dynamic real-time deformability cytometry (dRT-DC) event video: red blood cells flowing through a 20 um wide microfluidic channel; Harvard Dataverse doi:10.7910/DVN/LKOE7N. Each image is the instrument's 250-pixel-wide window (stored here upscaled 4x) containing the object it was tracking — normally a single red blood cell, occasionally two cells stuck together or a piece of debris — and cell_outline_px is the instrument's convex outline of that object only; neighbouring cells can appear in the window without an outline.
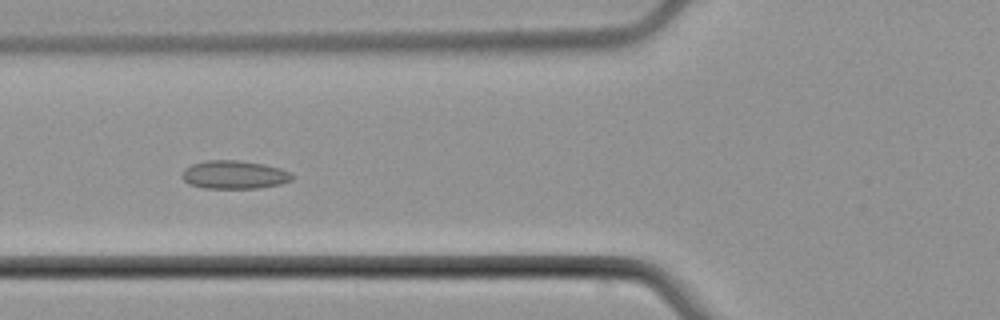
{"species": "common noctule bat (a hibernating species)", "species_latin": "Nyctalus noctula", "temperature_condition": "cold", "stored_images_in_passage": 7, "camera_frame_rate_fps": 3000, "um_per_image_px": 0.085, "animal": {"sex": "male", "body_mass_g": 21.5, "forearm_length_mm": 52.0}, "frame": {"image": 1, "passage_image": 4, "time_ms": 3.667, "image_size_px": [1000, 320], "cell_outline_px": [[296, 176], [292, 180], [280, 184], [256, 188], [204, 188], [188, 184], [180, 176], [184, 168], [192, 164], [208, 160], [236, 160], [264, 164], [280, 168], [292, 172]], "centroid_in_image_um": [19.92, 14.85], "position_along_channel_um": 105.9, "area_um2": 18.32}}
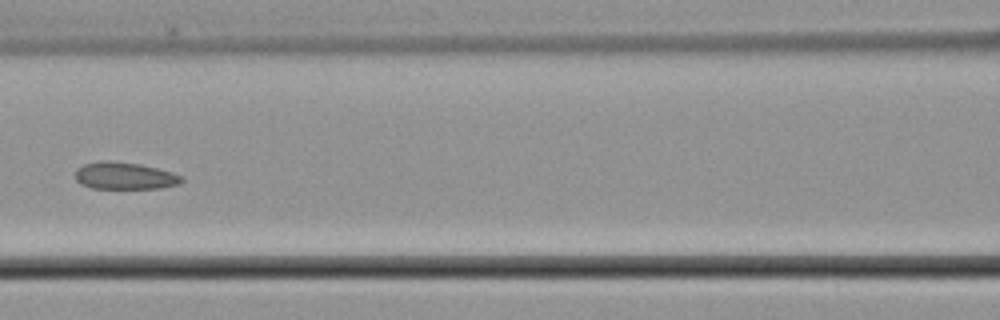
{"frame": {"image": 2, "passage_image": 5, "time_ms": 5.0, "image_size_px": [1000, 320], "cell_outline_px": [[184, 180], [180, 184], [160, 188], [92, 188], [80, 184], [76, 180], [76, 168], [84, 164], [100, 160], [104, 160], [140, 164], [172, 172], [184, 176]], "centroid_in_image_um": [10.61, 14.94], "position_along_channel_um": 156.0, "area_um2": 16.88}}
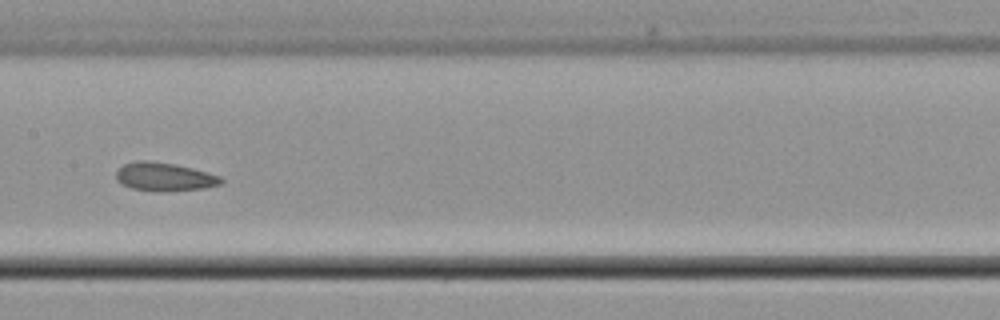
{"frame": {"image": 3, "passage_image": 6, "time_ms": 6.0, "image_size_px": [1000, 320], "cell_outline_px": [[224, 180], [220, 184], [204, 188], [132, 188], [120, 184], [116, 180], [116, 172], [124, 164], [136, 160], [148, 160], [176, 164], [208, 172], [220, 176]], "centroid_in_image_um": [13.95, 14.95], "position_along_channel_um": 193.4, "area_um2": 16.47}}